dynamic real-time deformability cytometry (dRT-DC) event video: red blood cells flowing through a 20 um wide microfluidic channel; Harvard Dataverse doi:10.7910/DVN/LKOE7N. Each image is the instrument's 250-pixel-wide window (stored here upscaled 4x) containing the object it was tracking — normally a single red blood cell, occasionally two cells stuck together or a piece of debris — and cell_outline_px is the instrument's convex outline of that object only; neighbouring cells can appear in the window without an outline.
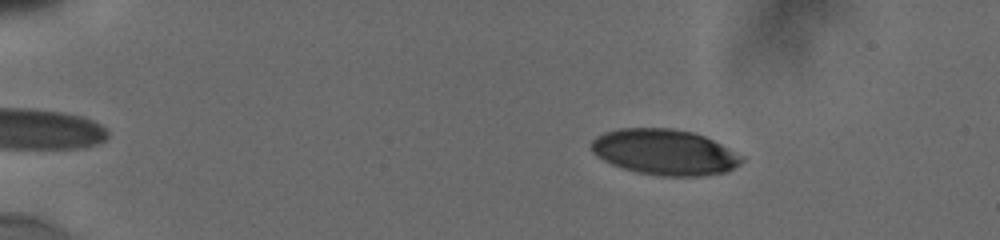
{"species": "human", "species_latin": "Homo sapiens", "temperature_condition": "cold", "stored_images_in_passage": 25, "camera_frame_rate_fps": 3000, "um_per_image_px": 0.085, "donor": {"sex": "male"}, "frame": {"image": 1, "passage_image": 4, "time_ms": 0.667, "image_size_px": [1000, 240], "cell_outline_px": [[744, 160], [740, 164], [724, 172], [700, 176], [656, 176], [636, 172], [612, 164], [596, 156], [592, 152], [592, 140], [596, 136], [604, 132], [620, 128], [672, 128], [692, 132], [704, 136], [744, 156]], "centroid_in_image_um": [56.48, 12.93], "position_along_channel_um": 28.5, "area_um2": 40.0}}
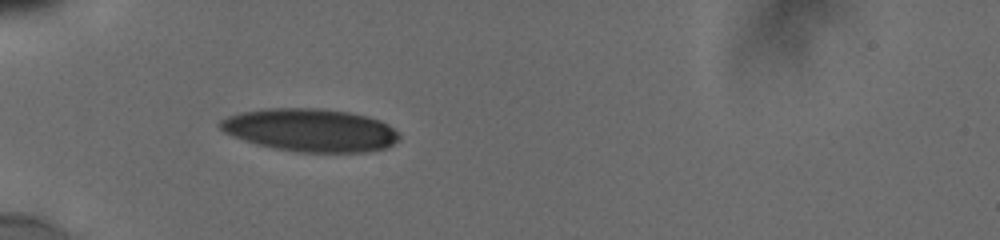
{"frame": {"image": 2, "passage_image": 18, "time_ms": 3.667, "image_size_px": [1000, 240], "cell_outline_px": [[400, 136], [392, 144], [384, 148], [364, 152], [296, 152], [256, 144], [232, 136], [224, 132], [216, 124], [220, 120], [228, 116], [240, 112], [264, 108], [320, 108], [348, 112], [368, 116], [380, 120], [388, 124]], "centroid_in_image_um": [26.33, 11.05], "position_along_channel_um": 58.7, "area_um2": 44.8}}